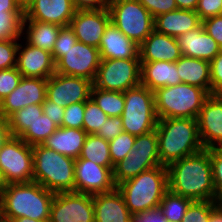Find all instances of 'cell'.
<instances>
[{"instance_id":"1","label":"cell","mask_w":222,"mask_h":222,"mask_svg":"<svg viewBox=\"0 0 222 222\" xmlns=\"http://www.w3.org/2000/svg\"><path fill=\"white\" fill-rule=\"evenodd\" d=\"M168 190L192 201L214 200L209 149L174 161L167 166Z\"/></svg>"},{"instance_id":"2","label":"cell","mask_w":222,"mask_h":222,"mask_svg":"<svg viewBox=\"0 0 222 222\" xmlns=\"http://www.w3.org/2000/svg\"><path fill=\"white\" fill-rule=\"evenodd\" d=\"M158 151L160 163L168 166L174 161L201 152L204 148L199 135L197 119H158Z\"/></svg>"},{"instance_id":"3","label":"cell","mask_w":222,"mask_h":222,"mask_svg":"<svg viewBox=\"0 0 222 222\" xmlns=\"http://www.w3.org/2000/svg\"><path fill=\"white\" fill-rule=\"evenodd\" d=\"M54 195L34 181L7 184L0 197V215L11 221L20 217L49 219Z\"/></svg>"},{"instance_id":"4","label":"cell","mask_w":222,"mask_h":222,"mask_svg":"<svg viewBox=\"0 0 222 222\" xmlns=\"http://www.w3.org/2000/svg\"><path fill=\"white\" fill-rule=\"evenodd\" d=\"M122 194L130 213L144 212L159 207L168 191V172L166 166H157L141 172L116 187Z\"/></svg>"},{"instance_id":"5","label":"cell","mask_w":222,"mask_h":222,"mask_svg":"<svg viewBox=\"0 0 222 222\" xmlns=\"http://www.w3.org/2000/svg\"><path fill=\"white\" fill-rule=\"evenodd\" d=\"M33 181L54 192H74L75 159L42 145L32 146Z\"/></svg>"},{"instance_id":"6","label":"cell","mask_w":222,"mask_h":222,"mask_svg":"<svg viewBox=\"0 0 222 222\" xmlns=\"http://www.w3.org/2000/svg\"><path fill=\"white\" fill-rule=\"evenodd\" d=\"M153 93L158 119H196L205 100L210 96L205 89L186 83L161 87Z\"/></svg>"},{"instance_id":"7","label":"cell","mask_w":222,"mask_h":222,"mask_svg":"<svg viewBox=\"0 0 222 222\" xmlns=\"http://www.w3.org/2000/svg\"><path fill=\"white\" fill-rule=\"evenodd\" d=\"M124 100L123 132L139 136L156 129L158 117L153 91L140 84L125 91Z\"/></svg>"},{"instance_id":"8","label":"cell","mask_w":222,"mask_h":222,"mask_svg":"<svg viewBox=\"0 0 222 222\" xmlns=\"http://www.w3.org/2000/svg\"><path fill=\"white\" fill-rule=\"evenodd\" d=\"M163 166L158 151V135L155 130L135 137L132 151L114 165L113 178L117 185L138 176L141 172Z\"/></svg>"},{"instance_id":"9","label":"cell","mask_w":222,"mask_h":222,"mask_svg":"<svg viewBox=\"0 0 222 222\" xmlns=\"http://www.w3.org/2000/svg\"><path fill=\"white\" fill-rule=\"evenodd\" d=\"M108 10L111 22L138 46L154 31V17L138 0H117Z\"/></svg>"},{"instance_id":"10","label":"cell","mask_w":222,"mask_h":222,"mask_svg":"<svg viewBox=\"0 0 222 222\" xmlns=\"http://www.w3.org/2000/svg\"><path fill=\"white\" fill-rule=\"evenodd\" d=\"M140 84V58L101 59L93 82L95 88L123 93Z\"/></svg>"},{"instance_id":"11","label":"cell","mask_w":222,"mask_h":222,"mask_svg":"<svg viewBox=\"0 0 222 222\" xmlns=\"http://www.w3.org/2000/svg\"><path fill=\"white\" fill-rule=\"evenodd\" d=\"M33 151L19 137H10L0 148V170L7 184L33 181Z\"/></svg>"},{"instance_id":"12","label":"cell","mask_w":222,"mask_h":222,"mask_svg":"<svg viewBox=\"0 0 222 222\" xmlns=\"http://www.w3.org/2000/svg\"><path fill=\"white\" fill-rule=\"evenodd\" d=\"M50 222H94L93 196L76 192L55 193Z\"/></svg>"},{"instance_id":"13","label":"cell","mask_w":222,"mask_h":222,"mask_svg":"<svg viewBox=\"0 0 222 222\" xmlns=\"http://www.w3.org/2000/svg\"><path fill=\"white\" fill-rule=\"evenodd\" d=\"M92 86L89 79L55 72L47 79L46 98L66 108L73 103L86 102L91 97Z\"/></svg>"},{"instance_id":"14","label":"cell","mask_w":222,"mask_h":222,"mask_svg":"<svg viewBox=\"0 0 222 222\" xmlns=\"http://www.w3.org/2000/svg\"><path fill=\"white\" fill-rule=\"evenodd\" d=\"M100 60L98 48L77 41L55 64L56 73L82 77L94 82Z\"/></svg>"},{"instance_id":"15","label":"cell","mask_w":222,"mask_h":222,"mask_svg":"<svg viewBox=\"0 0 222 222\" xmlns=\"http://www.w3.org/2000/svg\"><path fill=\"white\" fill-rule=\"evenodd\" d=\"M113 168L100 166L87 159H75L74 192L93 196L115 190L117 186Z\"/></svg>"},{"instance_id":"16","label":"cell","mask_w":222,"mask_h":222,"mask_svg":"<svg viewBox=\"0 0 222 222\" xmlns=\"http://www.w3.org/2000/svg\"><path fill=\"white\" fill-rule=\"evenodd\" d=\"M47 79L22 77L18 86L0 102V116L8 119L16 111L46 99Z\"/></svg>"},{"instance_id":"17","label":"cell","mask_w":222,"mask_h":222,"mask_svg":"<svg viewBox=\"0 0 222 222\" xmlns=\"http://www.w3.org/2000/svg\"><path fill=\"white\" fill-rule=\"evenodd\" d=\"M196 119L203 148L222 146V94H211Z\"/></svg>"},{"instance_id":"18","label":"cell","mask_w":222,"mask_h":222,"mask_svg":"<svg viewBox=\"0 0 222 222\" xmlns=\"http://www.w3.org/2000/svg\"><path fill=\"white\" fill-rule=\"evenodd\" d=\"M110 22L111 17L108 8L76 10L69 26L73 29L78 42L98 48Z\"/></svg>"},{"instance_id":"19","label":"cell","mask_w":222,"mask_h":222,"mask_svg":"<svg viewBox=\"0 0 222 222\" xmlns=\"http://www.w3.org/2000/svg\"><path fill=\"white\" fill-rule=\"evenodd\" d=\"M19 43L16 68L22 77L48 79L56 72L52 53L35 47L27 41Z\"/></svg>"},{"instance_id":"20","label":"cell","mask_w":222,"mask_h":222,"mask_svg":"<svg viewBox=\"0 0 222 222\" xmlns=\"http://www.w3.org/2000/svg\"><path fill=\"white\" fill-rule=\"evenodd\" d=\"M75 12L72 0H34L24 12L23 20L69 26Z\"/></svg>"},{"instance_id":"21","label":"cell","mask_w":222,"mask_h":222,"mask_svg":"<svg viewBox=\"0 0 222 222\" xmlns=\"http://www.w3.org/2000/svg\"><path fill=\"white\" fill-rule=\"evenodd\" d=\"M181 56L176 38L155 30L139 45L140 62H176Z\"/></svg>"},{"instance_id":"22","label":"cell","mask_w":222,"mask_h":222,"mask_svg":"<svg viewBox=\"0 0 222 222\" xmlns=\"http://www.w3.org/2000/svg\"><path fill=\"white\" fill-rule=\"evenodd\" d=\"M183 56L211 62L222 50L216 41L204 30L202 24L176 38Z\"/></svg>"},{"instance_id":"23","label":"cell","mask_w":222,"mask_h":222,"mask_svg":"<svg viewBox=\"0 0 222 222\" xmlns=\"http://www.w3.org/2000/svg\"><path fill=\"white\" fill-rule=\"evenodd\" d=\"M98 49L100 59L139 58V46L126 37L112 22L106 27Z\"/></svg>"},{"instance_id":"24","label":"cell","mask_w":222,"mask_h":222,"mask_svg":"<svg viewBox=\"0 0 222 222\" xmlns=\"http://www.w3.org/2000/svg\"><path fill=\"white\" fill-rule=\"evenodd\" d=\"M94 222H130L131 213L119 190L93 195Z\"/></svg>"},{"instance_id":"25","label":"cell","mask_w":222,"mask_h":222,"mask_svg":"<svg viewBox=\"0 0 222 222\" xmlns=\"http://www.w3.org/2000/svg\"><path fill=\"white\" fill-rule=\"evenodd\" d=\"M201 24L199 15L193 10L176 9L154 18V30L174 38L198 28Z\"/></svg>"},{"instance_id":"26","label":"cell","mask_w":222,"mask_h":222,"mask_svg":"<svg viewBox=\"0 0 222 222\" xmlns=\"http://www.w3.org/2000/svg\"><path fill=\"white\" fill-rule=\"evenodd\" d=\"M141 63V84L150 91L166 86H174L181 83L177 71V61H154Z\"/></svg>"},{"instance_id":"27","label":"cell","mask_w":222,"mask_h":222,"mask_svg":"<svg viewBox=\"0 0 222 222\" xmlns=\"http://www.w3.org/2000/svg\"><path fill=\"white\" fill-rule=\"evenodd\" d=\"M87 135L83 129L58 127L54 133L45 139L42 146L77 159L79 158Z\"/></svg>"},{"instance_id":"28","label":"cell","mask_w":222,"mask_h":222,"mask_svg":"<svg viewBox=\"0 0 222 222\" xmlns=\"http://www.w3.org/2000/svg\"><path fill=\"white\" fill-rule=\"evenodd\" d=\"M181 83L198 86L211 95L210 65L206 60L181 56L177 60Z\"/></svg>"},{"instance_id":"29","label":"cell","mask_w":222,"mask_h":222,"mask_svg":"<svg viewBox=\"0 0 222 222\" xmlns=\"http://www.w3.org/2000/svg\"><path fill=\"white\" fill-rule=\"evenodd\" d=\"M61 27L54 23L23 20L22 33L29 44L52 53Z\"/></svg>"},{"instance_id":"30","label":"cell","mask_w":222,"mask_h":222,"mask_svg":"<svg viewBox=\"0 0 222 222\" xmlns=\"http://www.w3.org/2000/svg\"><path fill=\"white\" fill-rule=\"evenodd\" d=\"M77 159H87L100 166L114 167L109 151V141L96 134L87 135Z\"/></svg>"},{"instance_id":"31","label":"cell","mask_w":222,"mask_h":222,"mask_svg":"<svg viewBox=\"0 0 222 222\" xmlns=\"http://www.w3.org/2000/svg\"><path fill=\"white\" fill-rule=\"evenodd\" d=\"M91 98L109 117L121 116L124 110V93L107 91L92 86Z\"/></svg>"},{"instance_id":"32","label":"cell","mask_w":222,"mask_h":222,"mask_svg":"<svg viewBox=\"0 0 222 222\" xmlns=\"http://www.w3.org/2000/svg\"><path fill=\"white\" fill-rule=\"evenodd\" d=\"M42 114V104L28 105L13 113L8 118L11 136L20 137Z\"/></svg>"},{"instance_id":"33","label":"cell","mask_w":222,"mask_h":222,"mask_svg":"<svg viewBox=\"0 0 222 222\" xmlns=\"http://www.w3.org/2000/svg\"><path fill=\"white\" fill-rule=\"evenodd\" d=\"M57 128V125L43 113L19 138L30 146L42 145Z\"/></svg>"},{"instance_id":"34","label":"cell","mask_w":222,"mask_h":222,"mask_svg":"<svg viewBox=\"0 0 222 222\" xmlns=\"http://www.w3.org/2000/svg\"><path fill=\"white\" fill-rule=\"evenodd\" d=\"M191 202V199L176 195L168 190L164 194L159 208L167 220L182 221Z\"/></svg>"},{"instance_id":"35","label":"cell","mask_w":222,"mask_h":222,"mask_svg":"<svg viewBox=\"0 0 222 222\" xmlns=\"http://www.w3.org/2000/svg\"><path fill=\"white\" fill-rule=\"evenodd\" d=\"M24 13L0 12V40L22 38Z\"/></svg>"},{"instance_id":"36","label":"cell","mask_w":222,"mask_h":222,"mask_svg":"<svg viewBox=\"0 0 222 222\" xmlns=\"http://www.w3.org/2000/svg\"><path fill=\"white\" fill-rule=\"evenodd\" d=\"M108 115L103 112L96 102L90 97L85 102L82 129L87 134H96L108 119Z\"/></svg>"},{"instance_id":"37","label":"cell","mask_w":222,"mask_h":222,"mask_svg":"<svg viewBox=\"0 0 222 222\" xmlns=\"http://www.w3.org/2000/svg\"><path fill=\"white\" fill-rule=\"evenodd\" d=\"M134 135L127 132H122L113 140L109 141V151L112 164L115 165L120 160H123L132 151L135 143Z\"/></svg>"},{"instance_id":"38","label":"cell","mask_w":222,"mask_h":222,"mask_svg":"<svg viewBox=\"0 0 222 222\" xmlns=\"http://www.w3.org/2000/svg\"><path fill=\"white\" fill-rule=\"evenodd\" d=\"M214 184V201L222 205V146L209 149Z\"/></svg>"},{"instance_id":"39","label":"cell","mask_w":222,"mask_h":222,"mask_svg":"<svg viewBox=\"0 0 222 222\" xmlns=\"http://www.w3.org/2000/svg\"><path fill=\"white\" fill-rule=\"evenodd\" d=\"M218 204L212 201H192L188 206L182 222H209L211 211Z\"/></svg>"},{"instance_id":"40","label":"cell","mask_w":222,"mask_h":222,"mask_svg":"<svg viewBox=\"0 0 222 222\" xmlns=\"http://www.w3.org/2000/svg\"><path fill=\"white\" fill-rule=\"evenodd\" d=\"M77 38L70 26H62L54 44L52 57L55 64L64 56V52L73 47Z\"/></svg>"},{"instance_id":"41","label":"cell","mask_w":222,"mask_h":222,"mask_svg":"<svg viewBox=\"0 0 222 222\" xmlns=\"http://www.w3.org/2000/svg\"><path fill=\"white\" fill-rule=\"evenodd\" d=\"M19 41L0 40V70L16 67Z\"/></svg>"},{"instance_id":"42","label":"cell","mask_w":222,"mask_h":222,"mask_svg":"<svg viewBox=\"0 0 222 222\" xmlns=\"http://www.w3.org/2000/svg\"><path fill=\"white\" fill-rule=\"evenodd\" d=\"M85 102L73 103L64 110L62 127L82 129Z\"/></svg>"},{"instance_id":"43","label":"cell","mask_w":222,"mask_h":222,"mask_svg":"<svg viewBox=\"0 0 222 222\" xmlns=\"http://www.w3.org/2000/svg\"><path fill=\"white\" fill-rule=\"evenodd\" d=\"M21 78L16 67L0 70V102L18 86Z\"/></svg>"},{"instance_id":"44","label":"cell","mask_w":222,"mask_h":222,"mask_svg":"<svg viewBox=\"0 0 222 222\" xmlns=\"http://www.w3.org/2000/svg\"><path fill=\"white\" fill-rule=\"evenodd\" d=\"M209 65L211 94H222V50L209 62Z\"/></svg>"},{"instance_id":"45","label":"cell","mask_w":222,"mask_h":222,"mask_svg":"<svg viewBox=\"0 0 222 222\" xmlns=\"http://www.w3.org/2000/svg\"><path fill=\"white\" fill-rule=\"evenodd\" d=\"M155 18L178 9L175 0H138Z\"/></svg>"},{"instance_id":"46","label":"cell","mask_w":222,"mask_h":222,"mask_svg":"<svg viewBox=\"0 0 222 222\" xmlns=\"http://www.w3.org/2000/svg\"><path fill=\"white\" fill-rule=\"evenodd\" d=\"M123 132L121 116L108 117L103 127L99 129L96 135L111 141Z\"/></svg>"},{"instance_id":"47","label":"cell","mask_w":222,"mask_h":222,"mask_svg":"<svg viewBox=\"0 0 222 222\" xmlns=\"http://www.w3.org/2000/svg\"><path fill=\"white\" fill-rule=\"evenodd\" d=\"M195 12L201 21L222 14V0H199Z\"/></svg>"},{"instance_id":"48","label":"cell","mask_w":222,"mask_h":222,"mask_svg":"<svg viewBox=\"0 0 222 222\" xmlns=\"http://www.w3.org/2000/svg\"><path fill=\"white\" fill-rule=\"evenodd\" d=\"M202 26L222 49V14L203 20Z\"/></svg>"},{"instance_id":"49","label":"cell","mask_w":222,"mask_h":222,"mask_svg":"<svg viewBox=\"0 0 222 222\" xmlns=\"http://www.w3.org/2000/svg\"><path fill=\"white\" fill-rule=\"evenodd\" d=\"M130 222H167L159 207L144 212L133 213Z\"/></svg>"},{"instance_id":"50","label":"cell","mask_w":222,"mask_h":222,"mask_svg":"<svg viewBox=\"0 0 222 222\" xmlns=\"http://www.w3.org/2000/svg\"><path fill=\"white\" fill-rule=\"evenodd\" d=\"M43 113L49 117L57 127H62V120L65 108L49 101L47 98L42 103Z\"/></svg>"},{"instance_id":"51","label":"cell","mask_w":222,"mask_h":222,"mask_svg":"<svg viewBox=\"0 0 222 222\" xmlns=\"http://www.w3.org/2000/svg\"><path fill=\"white\" fill-rule=\"evenodd\" d=\"M72 3L76 10H102L108 8L105 0H72Z\"/></svg>"},{"instance_id":"52","label":"cell","mask_w":222,"mask_h":222,"mask_svg":"<svg viewBox=\"0 0 222 222\" xmlns=\"http://www.w3.org/2000/svg\"><path fill=\"white\" fill-rule=\"evenodd\" d=\"M11 137L8 119L0 116V148Z\"/></svg>"},{"instance_id":"53","label":"cell","mask_w":222,"mask_h":222,"mask_svg":"<svg viewBox=\"0 0 222 222\" xmlns=\"http://www.w3.org/2000/svg\"><path fill=\"white\" fill-rule=\"evenodd\" d=\"M0 12L24 13L15 0H0Z\"/></svg>"},{"instance_id":"54","label":"cell","mask_w":222,"mask_h":222,"mask_svg":"<svg viewBox=\"0 0 222 222\" xmlns=\"http://www.w3.org/2000/svg\"><path fill=\"white\" fill-rule=\"evenodd\" d=\"M199 0H175L178 9L195 11Z\"/></svg>"},{"instance_id":"55","label":"cell","mask_w":222,"mask_h":222,"mask_svg":"<svg viewBox=\"0 0 222 222\" xmlns=\"http://www.w3.org/2000/svg\"><path fill=\"white\" fill-rule=\"evenodd\" d=\"M209 222H222V205H217L211 211Z\"/></svg>"},{"instance_id":"56","label":"cell","mask_w":222,"mask_h":222,"mask_svg":"<svg viewBox=\"0 0 222 222\" xmlns=\"http://www.w3.org/2000/svg\"><path fill=\"white\" fill-rule=\"evenodd\" d=\"M15 2L21 8V10L25 12L28 7L34 2V0H15Z\"/></svg>"},{"instance_id":"57","label":"cell","mask_w":222,"mask_h":222,"mask_svg":"<svg viewBox=\"0 0 222 222\" xmlns=\"http://www.w3.org/2000/svg\"><path fill=\"white\" fill-rule=\"evenodd\" d=\"M14 222H50L49 219L46 220H34L28 217H20L13 220Z\"/></svg>"},{"instance_id":"58","label":"cell","mask_w":222,"mask_h":222,"mask_svg":"<svg viewBox=\"0 0 222 222\" xmlns=\"http://www.w3.org/2000/svg\"><path fill=\"white\" fill-rule=\"evenodd\" d=\"M6 186H7V183L3 177L2 171L0 170V197L4 189L6 188Z\"/></svg>"},{"instance_id":"59","label":"cell","mask_w":222,"mask_h":222,"mask_svg":"<svg viewBox=\"0 0 222 222\" xmlns=\"http://www.w3.org/2000/svg\"><path fill=\"white\" fill-rule=\"evenodd\" d=\"M0 222H14V221L4 219V218H2L1 215H0Z\"/></svg>"},{"instance_id":"60","label":"cell","mask_w":222,"mask_h":222,"mask_svg":"<svg viewBox=\"0 0 222 222\" xmlns=\"http://www.w3.org/2000/svg\"><path fill=\"white\" fill-rule=\"evenodd\" d=\"M105 1L109 5L110 3L114 2V1H117V0H105Z\"/></svg>"},{"instance_id":"61","label":"cell","mask_w":222,"mask_h":222,"mask_svg":"<svg viewBox=\"0 0 222 222\" xmlns=\"http://www.w3.org/2000/svg\"><path fill=\"white\" fill-rule=\"evenodd\" d=\"M167 222H182V221H169V220H167Z\"/></svg>"}]
</instances>
